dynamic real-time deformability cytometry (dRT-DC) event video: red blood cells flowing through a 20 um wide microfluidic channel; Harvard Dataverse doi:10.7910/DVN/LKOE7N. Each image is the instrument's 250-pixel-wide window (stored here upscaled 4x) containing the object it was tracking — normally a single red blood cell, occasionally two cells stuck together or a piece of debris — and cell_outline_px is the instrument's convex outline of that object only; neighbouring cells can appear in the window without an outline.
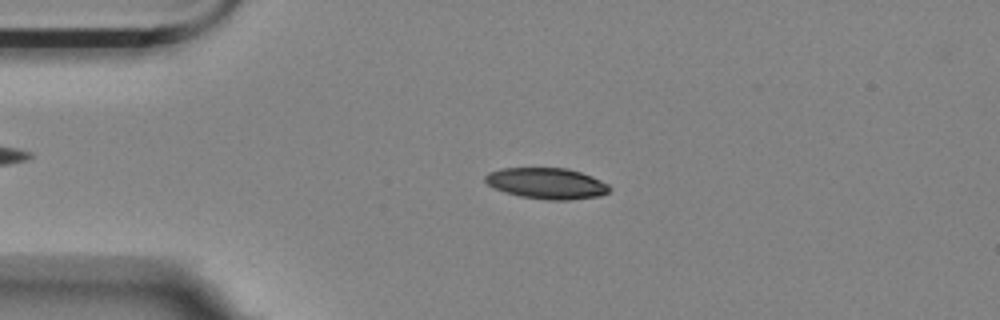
{"species": "Egyptian fruit bat (a non-hibernating species)", "species_latin": "Rousettus aegyptiacus", "temperature_condition": "room temperature", "stored_images_in_passage": 5, "camera_frame_rate_fps": 3000, "um_per_image_px": 0.085, "animal": {"sex": "female"}, "frame": {"image": 1, "passage_image": 4, "time_ms": 3.667, "image_size_px": [1000, 320], "cell_outline_px": [[612, 188], [608, 192], [600, 196], [568, 200], [548, 200], [520, 196], [504, 192], [488, 184], [484, 180], [484, 176], [488, 172], [500, 168], [568, 168], [592, 176], [608, 184]], "centroid_in_image_um": [46.47, 15.58], "position_along_channel_um": 38.5, "area_um2": 22.54}}